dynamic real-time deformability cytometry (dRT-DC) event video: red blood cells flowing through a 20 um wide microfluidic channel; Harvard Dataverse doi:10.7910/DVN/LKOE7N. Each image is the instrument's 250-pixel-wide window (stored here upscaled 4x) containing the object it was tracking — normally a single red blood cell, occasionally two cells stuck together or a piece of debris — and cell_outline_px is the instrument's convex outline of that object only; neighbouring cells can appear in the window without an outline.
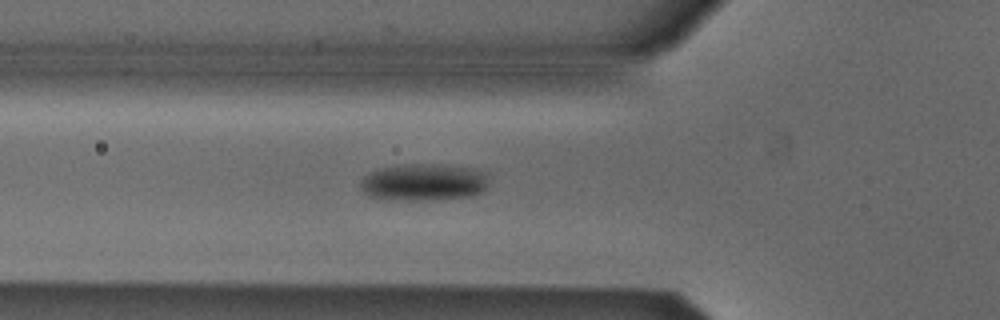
{"species": "Egyptian fruit bat (a non-hibernating species)", "species_latin": "Rousettus aegyptiacus", "temperature_condition": "cold", "stored_images_in_passage": 37, "camera_frame_rate_fps": 3000, "um_per_image_px": 0.085, "animal": {"sex": "male"}, "frame": {"image": 1, "passage_image": 3, "time_ms": 0.667, "image_size_px": [1000, 320], "cell_outline_px": [[488, 184], [480, 192], [468, 196], [436, 200], [380, 200], [368, 196], [360, 188], [360, 180], [364, 176], [380, 168], [396, 164], [448, 164], [472, 168], [488, 172]], "centroid_in_image_um": [35.99, 15.48], "position_along_channel_um": 89.8, "area_um2": 28.38}}
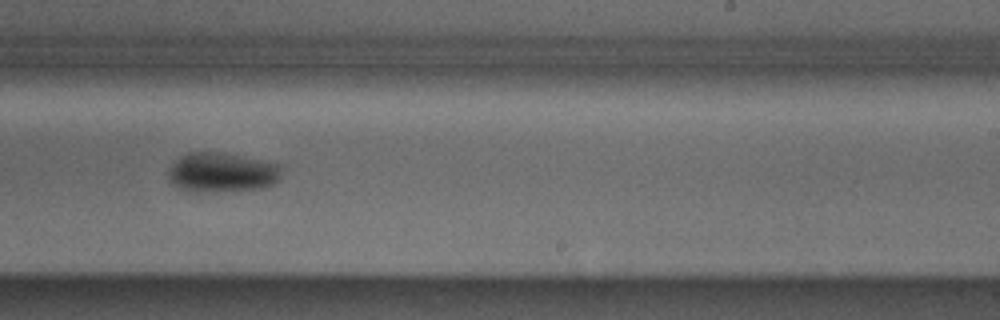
{"frame": {"image": 2, "passage_image": 17, "time_ms": 5.333, "image_size_px": [1000, 320], "cell_outline_px": [[284, 164], [280, 180], [276, 184], [264, 188], [236, 192], [196, 192], [180, 188], [168, 180], [168, 168], [180, 156], [188, 152], [228, 152], [276, 160]], "centroid_in_image_um": [19.02, 14.64], "position_along_channel_um": 270.0, "area_um2": 27.86}}
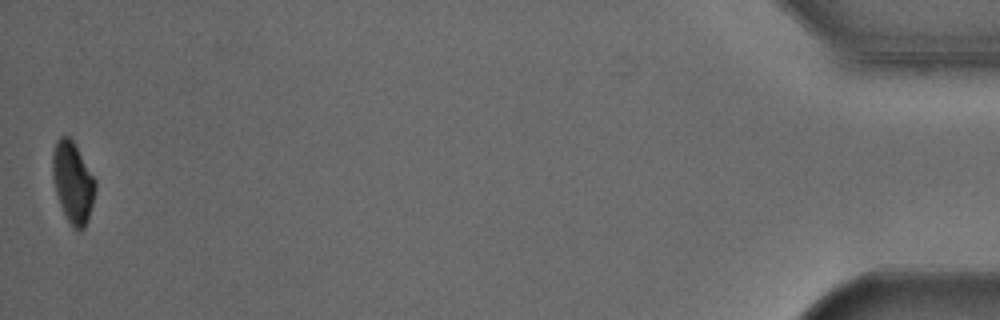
{"frame": {"image": 3, "passage_image": 37, "time_ms": 12.0, "image_size_px": [1000, 320], "cell_outline_px": [[96, 188], [88, 220], [84, 228], [80, 232], [72, 228], [60, 204], [56, 192], [52, 176], [52, 156], [56, 140], [60, 136], [68, 136], [72, 140], [96, 180]], "centroid_in_image_um": [6.19, 15.52], "position_along_channel_um": 429.0, "area_um2": 20.11}, "authors_computed_cell_mechanics": {"area_um2": 25.6054, "velocity_mm_per_s": 3.866, "shape_relaxation_time_tau1_ms": 7.0347, "shape_relaxation_time_tau2_ms": null, "deformation_change_tau1": 0.0997, "deformation_change_tau2": null}}